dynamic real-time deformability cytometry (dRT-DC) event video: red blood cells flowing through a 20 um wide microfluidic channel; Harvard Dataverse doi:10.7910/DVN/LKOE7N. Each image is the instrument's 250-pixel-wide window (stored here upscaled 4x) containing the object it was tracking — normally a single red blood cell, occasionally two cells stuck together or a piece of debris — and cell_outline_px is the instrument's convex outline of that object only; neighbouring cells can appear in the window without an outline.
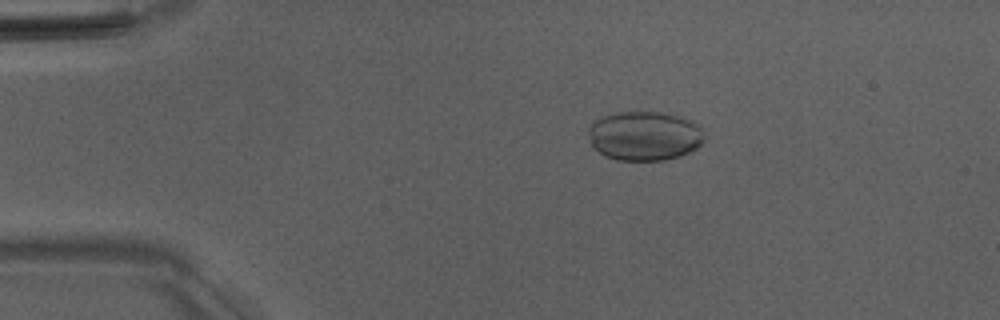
{"species": "Egyptian fruit bat (a non-hibernating species)", "species_latin": "Rousettus aegyptiacus", "temperature_condition": "room temperature", "stored_images_in_passage": 17, "camera_frame_rate_fps": 3000, "um_per_image_px": 0.085, "animal": {"sex": "male"}, "frame": {"image": 1, "passage_image": 10, "time_ms": 3.0, "image_size_px": [1000, 320], "cell_outline_px": [[704, 140], [696, 148], [680, 156], [664, 160], [616, 160], [600, 152], [592, 144], [588, 136], [588, 128], [600, 116], [616, 112], [636, 108], [672, 112], [692, 120], [700, 124], [704, 136]], "centroid_in_image_um": [54.81, 11.47], "position_along_channel_um": 30.2, "area_um2": 34.45}}